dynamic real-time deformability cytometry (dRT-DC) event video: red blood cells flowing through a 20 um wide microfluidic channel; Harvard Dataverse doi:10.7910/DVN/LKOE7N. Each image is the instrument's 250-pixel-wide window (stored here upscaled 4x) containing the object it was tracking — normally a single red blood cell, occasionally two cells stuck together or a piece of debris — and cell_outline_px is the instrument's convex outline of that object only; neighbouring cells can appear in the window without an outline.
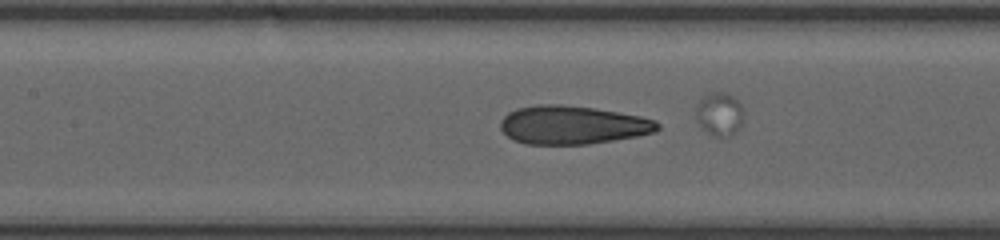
{"species": "human", "species_latin": "Homo sapiens", "temperature_condition": "room temperature", "stored_images_in_passage": 10, "segment_of_instrument_passage": [2, 2], "camera_frame_rate_fps": 3000, "um_per_image_px": 0.085, "donor": {"sex": "female"}, "frame": {"image": 1, "passage_image": 10, "time_ms": 7.333, "image_size_px": [1000, 240], "cell_outline_px": [[660, 128], [656, 132], [636, 136], [588, 144], [528, 144], [512, 140], [500, 128], [500, 120], [508, 112], [516, 108], [536, 104], [560, 104], [596, 108], [640, 116], [656, 120], [660, 124]], "centroid_in_image_um": [48.65, 10.61], "position_along_channel_um": 158.7, "area_um2": 35.37}}